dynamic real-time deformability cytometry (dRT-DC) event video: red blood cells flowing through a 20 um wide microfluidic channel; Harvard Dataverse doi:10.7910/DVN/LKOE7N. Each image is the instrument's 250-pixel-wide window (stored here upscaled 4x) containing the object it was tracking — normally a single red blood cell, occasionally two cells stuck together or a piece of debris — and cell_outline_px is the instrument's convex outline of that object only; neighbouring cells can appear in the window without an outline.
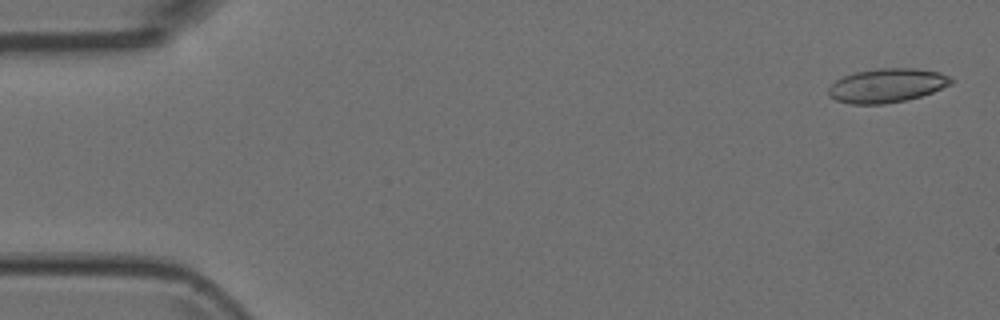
{"species": "Egyptian fruit bat (a non-hibernating species)", "species_latin": "Rousettus aegyptiacus", "temperature_condition": "room temperature", "stored_images_in_passage": 4, "camera_frame_rate_fps": 3000, "um_per_image_px": 0.085, "animal": {"sex": "female"}, "frame": {"image": 1, "passage_image": 1, "time_ms": 0.0, "image_size_px": [1000, 320], "cell_outline_px": [[952, 84], [932, 92], [920, 96], [904, 100], [884, 104], [848, 104], [836, 100], [828, 96], [828, 88], [836, 80], [844, 76], [856, 72], [880, 68], [916, 68], [940, 72], [948, 76], [952, 80]], "centroid_in_image_um": [75.37, 7.27], "position_along_channel_um": 9.6, "area_um2": 24.22}}